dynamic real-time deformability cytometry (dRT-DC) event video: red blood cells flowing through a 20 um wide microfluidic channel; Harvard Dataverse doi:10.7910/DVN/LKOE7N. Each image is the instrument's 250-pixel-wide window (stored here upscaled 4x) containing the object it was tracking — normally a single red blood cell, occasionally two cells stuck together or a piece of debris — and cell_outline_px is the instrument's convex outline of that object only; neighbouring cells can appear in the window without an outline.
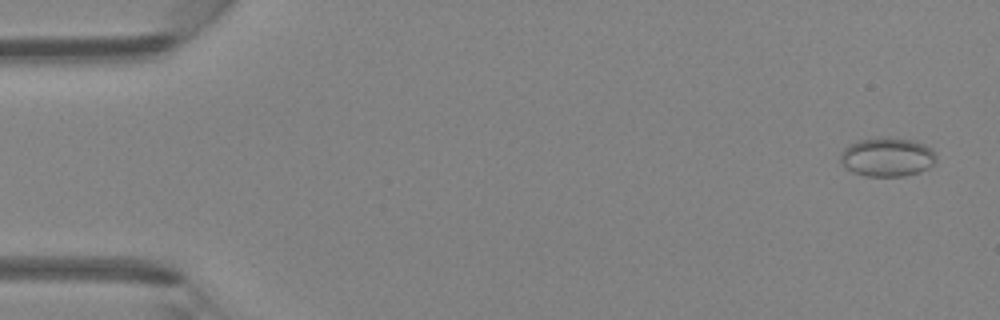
{"species": "Egyptian fruit bat (a non-hibernating species)", "species_latin": "Rousettus aegyptiacus", "temperature_condition": "room temperature", "stored_images_in_passage": 46, "camera_frame_rate_fps": 3000, "um_per_image_px": 0.085, "animal": {"sex": "female"}, "frame": {"image": 1, "passage_image": 2, "time_ms": 0.333, "image_size_px": [1000, 320], "cell_outline_px": [[936, 160], [928, 168], [920, 172], [904, 176], [864, 176], [852, 172], [840, 160], [840, 152], [848, 144], [860, 140], [876, 136], [888, 136], [916, 140], [932, 148], [936, 152]], "centroid_in_image_um": [75.43, 13.32], "position_along_channel_um": 9.6, "area_um2": 22.25}}
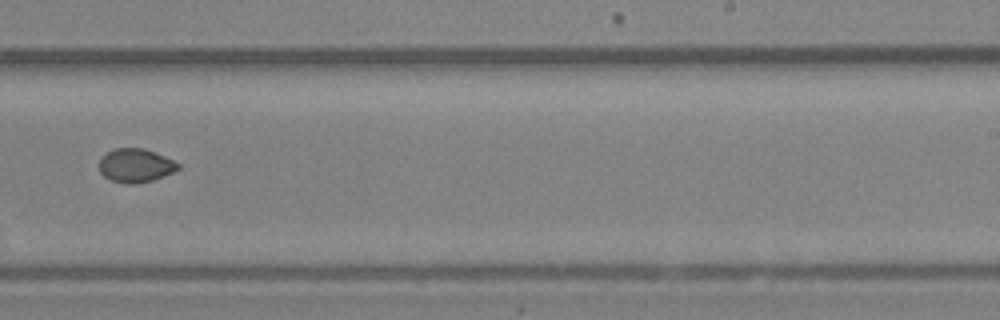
{"frame": {"image": 2, "passage_image": 29, "time_ms": 9.333, "image_size_px": [1000, 320], "cell_outline_px": [[180, 168], [164, 176], [152, 180], [136, 184], [128, 184], [112, 180], [104, 176], [100, 172], [100, 160], [108, 152], [116, 148], [144, 148], [164, 156], [180, 164]], "centroid_in_image_um": [11.54, 14.07], "position_along_channel_um": 277.5, "area_um2": 15.26}}
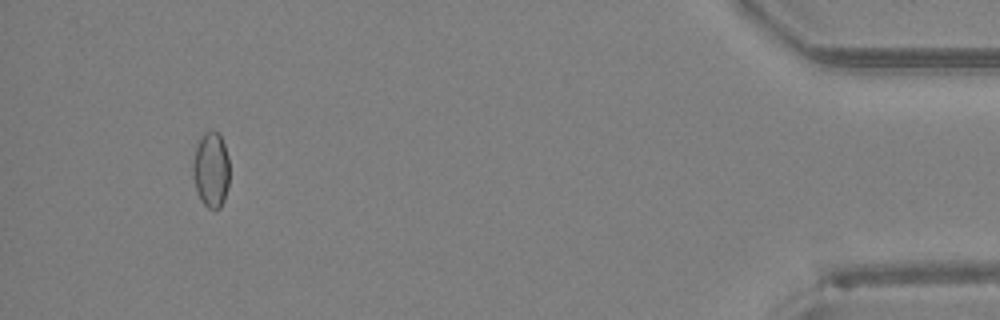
{"frame": {"image": 3, "passage_image": 43, "time_ms": 14.0, "image_size_px": [1000, 320], "cell_outline_px": [[228, 184], [224, 200], [220, 208], [208, 208], [200, 200], [196, 192], [192, 172], [192, 160], [200, 136], [204, 132], [220, 132], [228, 156]], "centroid_in_image_um": [17.92, 14.42], "position_along_channel_um": 417.3, "area_um2": 16.18}}